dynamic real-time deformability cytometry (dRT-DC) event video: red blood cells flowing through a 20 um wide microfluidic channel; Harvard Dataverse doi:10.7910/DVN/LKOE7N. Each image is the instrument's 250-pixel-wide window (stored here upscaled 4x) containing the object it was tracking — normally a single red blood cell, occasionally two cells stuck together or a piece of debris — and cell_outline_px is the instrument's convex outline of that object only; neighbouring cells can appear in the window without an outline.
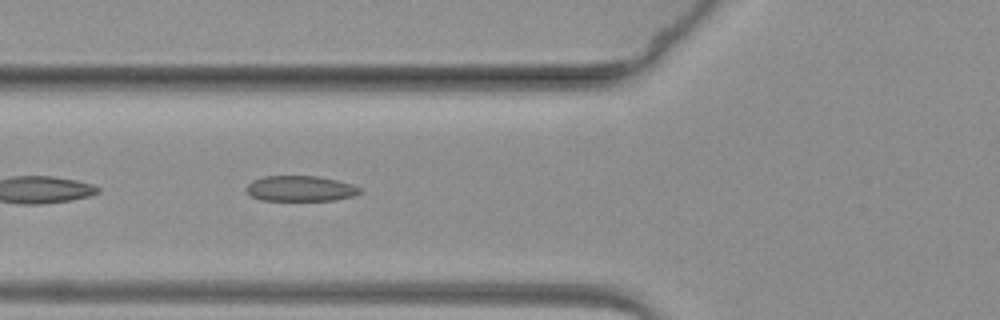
{"species": "common noctule bat (a hibernating species)", "species_latin": "Nyctalus noctula", "temperature_condition": "warm", "stored_images_in_passage": 14, "camera_frame_rate_fps": 3000, "um_per_image_px": 0.085, "animal": {"sex": "female", "body_mass_g": 19.3, "forearm_length_mm": 54.1}, "frame": {"image": 1, "passage_image": 5, "time_ms": 1.333, "image_size_px": [1000, 320], "cell_outline_px": [[364, 192], [356, 196], [336, 200], [260, 200], [252, 196], [244, 188], [252, 180], [264, 176], [316, 176], [336, 180], [352, 184], [360, 188]], "centroid_in_image_um": [25.56, 16.03], "position_along_channel_um": 100.2, "area_um2": 16.99}}